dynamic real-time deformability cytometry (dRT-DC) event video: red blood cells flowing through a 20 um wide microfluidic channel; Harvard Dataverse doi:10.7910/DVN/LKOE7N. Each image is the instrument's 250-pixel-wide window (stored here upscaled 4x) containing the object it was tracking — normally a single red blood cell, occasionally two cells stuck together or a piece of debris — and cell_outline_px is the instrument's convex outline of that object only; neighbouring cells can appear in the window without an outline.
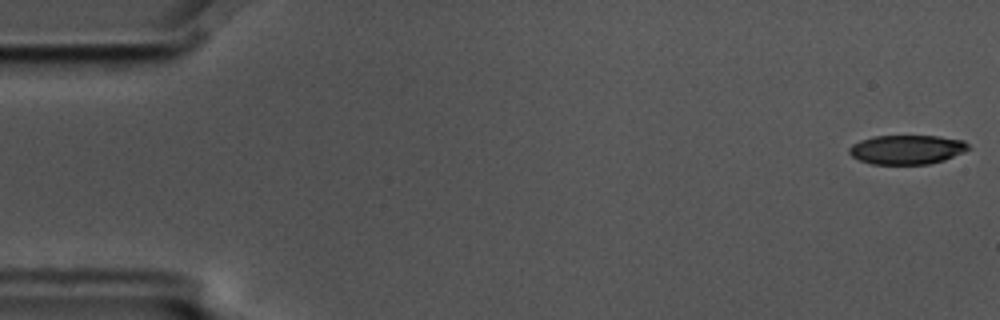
{"species": "common noctule bat (a hibernating species)", "species_latin": "Nyctalus noctula", "temperature_condition": "cold", "stored_images_in_passage": 6, "camera_frame_rate_fps": 3000, "um_per_image_px": 0.085, "animal": {"sex": "male", "body_mass_g": 17.5, "forearm_length_mm": 52.3}, "frame": {"image": 1, "passage_image": 1, "time_ms": 0.0, "image_size_px": [1000, 320], "cell_outline_px": [[972, 148], [964, 152], [944, 160], [928, 164], [872, 164], [860, 160], [852, 156], [848, 152], [848, 148], [852, 144], [860, 140], [872, 136], [940, 136], [964, 140]], "centroid_in_image_um": [77.1, 12.7], "position_along_channel_um": 7.9, "area_um2": 20.46}}
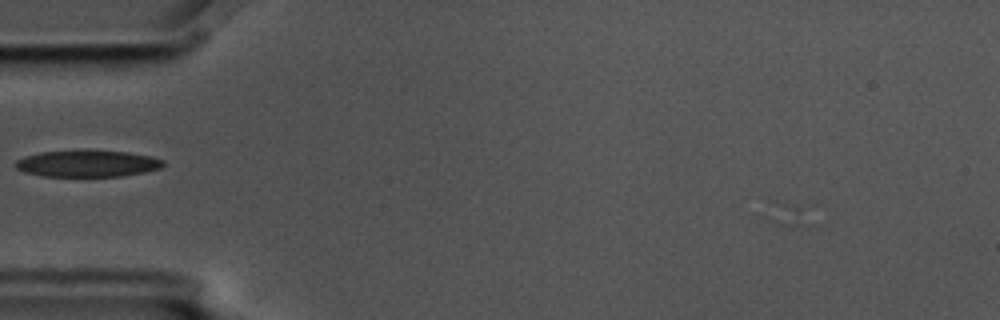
{"frame": {"image": 2, "passage_image": 6, "time_ms": 1.667, "image_size_px": [1000, 320], "cell_outline_px": [[164, 164], [160, 168], [144, 172], [120, 176], [44, 176], [24, 172], [16, 168], [16, 160], [24, 156], [40, 152], [128, 152], [152, 156], [164, 160]], "centroid_in_image_um": [7.44, 13.92], "position_along_channel_um": 77.6, "area_um2": 22.25}}